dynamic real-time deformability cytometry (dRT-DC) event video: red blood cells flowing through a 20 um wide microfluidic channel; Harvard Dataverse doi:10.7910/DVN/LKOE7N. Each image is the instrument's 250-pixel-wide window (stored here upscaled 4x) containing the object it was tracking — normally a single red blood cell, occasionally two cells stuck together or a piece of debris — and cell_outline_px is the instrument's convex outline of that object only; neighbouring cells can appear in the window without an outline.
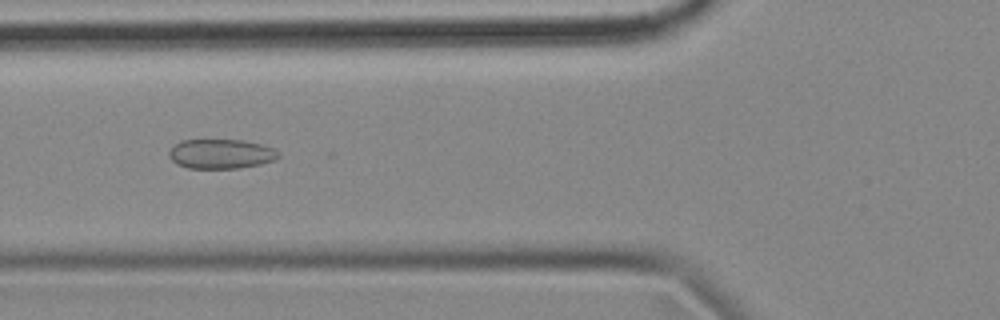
{"species": "common noctule bat (a hibernating species)", "species_latin": "Nyctalus noctula", "temperature_condition": "cold", "stored_images_in_passage": 8, "camera_frame_rate_fps": 3000, "um_per_image_px": 0.085, "animal": {"sex": "female", "body_mass_g": 18.4}, "frame": {"image": 1, "passage_image": 5, "time_ms": 1.333, "image_size_px": [1000, 320], "cell_outline_px": [[280, 156], [276, 160], [260, 164], [240, 168], [188, 168], [176, 164], [168, 156], [168, 152], [180, 140], [244, 140], [260, 144], [272, 148], [280, 152]], "centroid_in_image_um": [18.79, 13.08], "position_along_channel_um": 107.0, "area_um2": 18.9}}
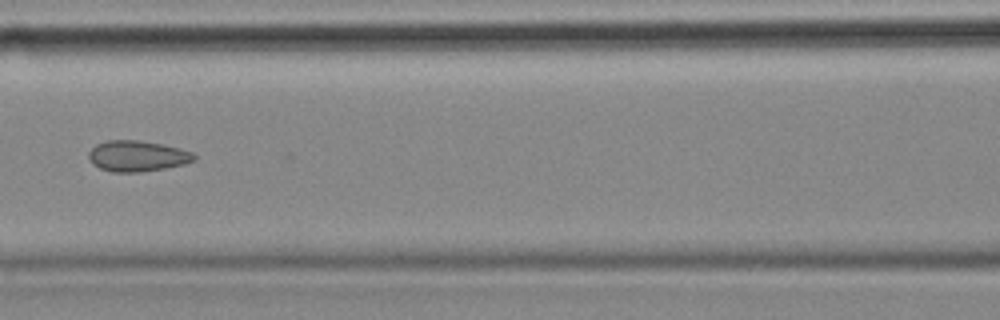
{"frame": {"image": 2, "passage_image": 6, "time_ms": 1.667, "image_size_px": [1000, 320], "cell_outline_px": [[196, 160], [184, 164], [164, 168], [140, 172], [112, 172], [100, 168], [92, 164], [88, 160], [88, 152], [96, 144], [108, 140], [140, 140], [160, 144], [192, 152], [196, 156]], "centroid_in_image_um": [11.62, 13.27], "position_along_channel_um": 155.0, "area_um2": 18.9}}
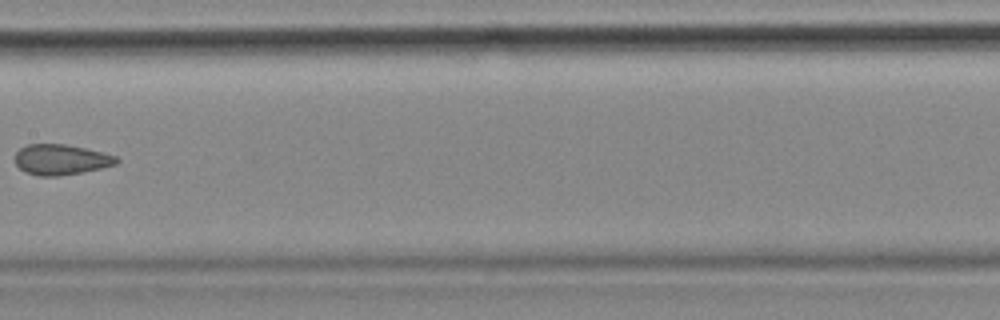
{"frame": {"image": 3, "passage_image": 7, "time_ms": 2.0, "image_size_px": [1000, 320], "cell_outline_px": [[120, 160], [116, 164], [100, 168], [80, 172], [56, 176], [40, 176], [28, 172], [20, 168], [16, 164], [16, 152], [20, 148], [28, 144], [64, 144], [84, 148], [116, 156]], "centroid_in_image_um": [5.17, 13.56], "position_along_channel_um": 202.2, "area_um2": 17.63}}